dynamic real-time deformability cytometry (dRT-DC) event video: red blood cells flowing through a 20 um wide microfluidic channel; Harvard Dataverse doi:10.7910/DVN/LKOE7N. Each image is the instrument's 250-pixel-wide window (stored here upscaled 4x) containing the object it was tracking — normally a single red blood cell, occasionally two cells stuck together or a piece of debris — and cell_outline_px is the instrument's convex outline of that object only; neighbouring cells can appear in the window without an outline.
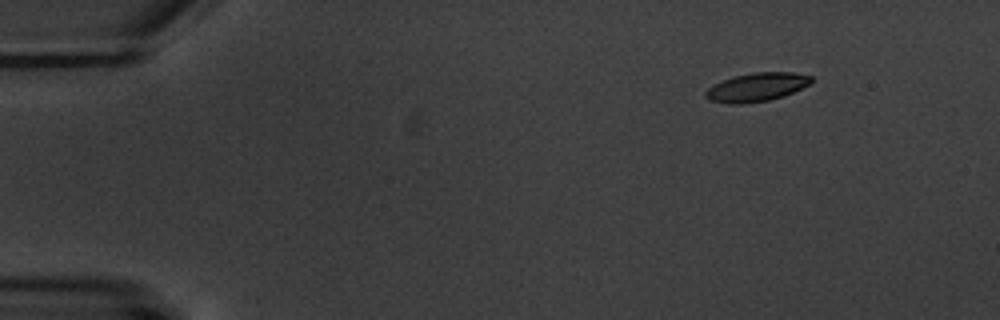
{"species": "common noctule bat (a hibernating species)", "species_latin": "Nyctalus noctula", "temperature_condition": "warm", "stored_images_in_passage": 6, "camera_frame_rate_fps": 3000, "um_per_image_px": 0.085, "animal": {"sex": "male", "body_mass_g": 20.1, "forearm_length_mm": 53.5}, "frame": {"image": 1, "passage_image": 1, "time_ms": 0.0, "image_size_px": [1000, 320], "cell_outline_px": [[812, 80], [808, 84], [792, 92], [768, 100], [744, 104], [728, 104], [708, 100], [704, 96], [704, 92], [708, 88], [724, 80], [736, 76], [752, 72], [792, 72], [812, 76]], "centroid_in_image_um": [64.27, 7.41], "position_along_channel_um": 20.7, "area_um2": 17.34}}
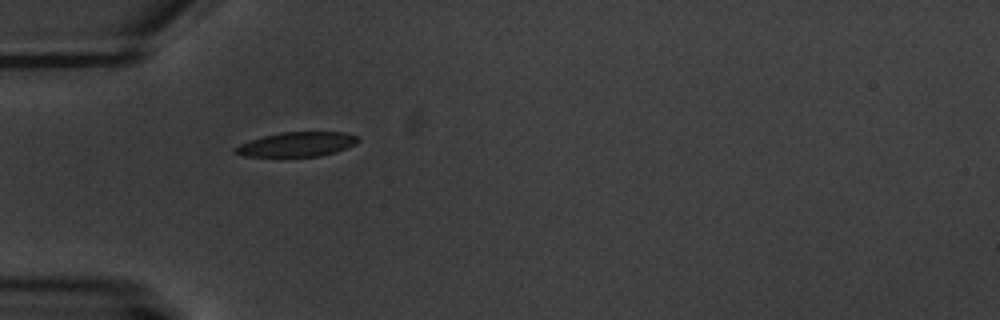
{"frame": {"image": 2, "passage_image": 4, "time_ms": 3.667, "image_size_px": [1000, 320], "cell_outline_px": [[360, 140], [356, 144], [320, 156], [244, 156], [232, 152], [232, 148], [240, 144], [264, 136], [280, 132], [344, 132], [356, 136]], "centroid_in_image_um": [25.2, 12.26], "position_along_channel_um": 59.8, "area_um2": 17.28}}